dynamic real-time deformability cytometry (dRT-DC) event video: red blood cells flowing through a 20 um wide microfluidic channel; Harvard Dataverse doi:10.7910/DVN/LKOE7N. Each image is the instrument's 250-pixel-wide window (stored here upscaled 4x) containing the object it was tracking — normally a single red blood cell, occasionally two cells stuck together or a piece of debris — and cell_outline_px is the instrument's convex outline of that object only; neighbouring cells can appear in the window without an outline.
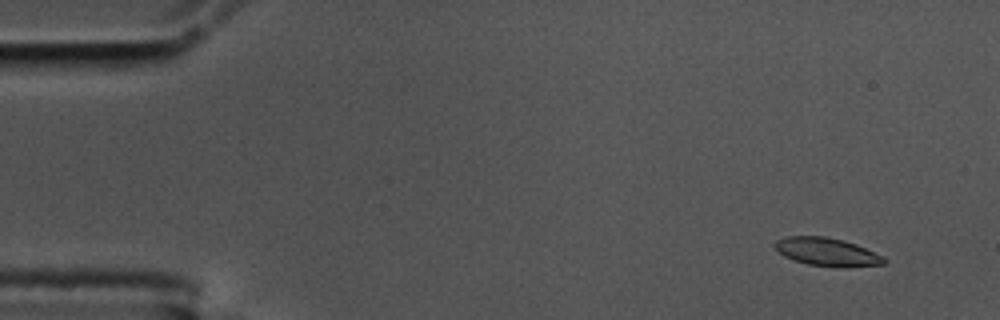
{"species": "common noctule bat (a hibernating species)", "species_latin": "Nyctalus noctula", "temperature_condition": "cold", "stored_images_in_passage": 55, "camera_frame_rate_fps": 3000, "um_per_image_px": 0.085, "animal": {"sex": "male", "body_mass_g": 17.5, "forearm_length_mm": 52.3}, "frame": {"image": 1, "passage_image": 1, "time_ms": 0.0, "image_size_px": [1000, 320], "cell_outline_px": [[888, 260], [884, 264], [808, 264], [784, 256], [772, 244], [776, 240], [784, 236], [824, 236], [844, 240], [856, 244], [884, 256]], "centroid_in_image_um": [70.23, 21.33], "position_along_channel_um": 14.8, "area_um2": 16.94}}
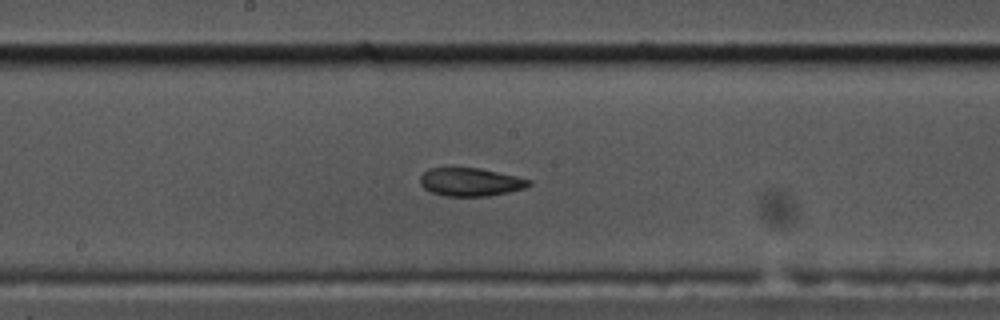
{"frame": {"image": 2, "passage_image": 27, "time_ms": 8.667, "image_size_px": [1000, 320], "cell_outline_px": [[532, 184], [524, 188], [488, 196], [444, 196], [432, 192], [424, 188], [420, 184], [420, 176], [428, 168], [480, 168], [516, 176], [532, 180]], "centroid_in_image_um": [39.98, 15.47], "position_along_channel_um": 208.2, "area_um2": 17.8}}
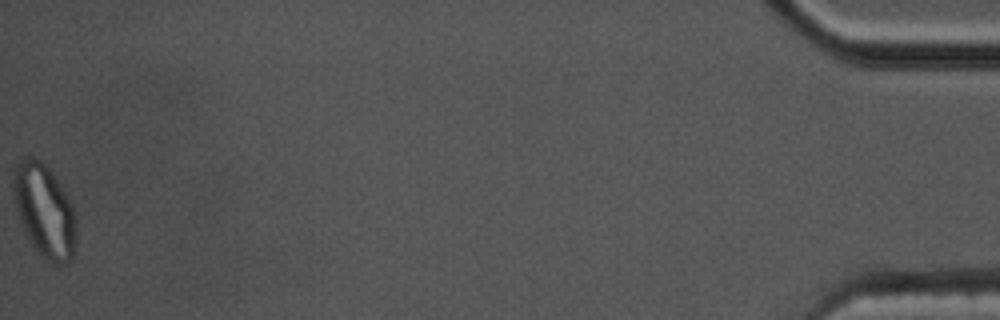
{"frame": {"image": 3, "passage_image": 55, "time_ms": 18.0, "image_size_px": [1000, 320], "cell_outline_px": [[76, 244], [72, 260], [68, 264], [56, 264], [44, 260], [36, 252], [20, 220], [16, 208], [12, 184], [12, 176], [16, 164], [24, 156], [28, 156], [40, 160], [52, 172], [68, 196], [76, 212]], "centroid_in_image_um": [3.8, 17.94], "position_along_channel_um": 431.4, "area_um2": 34.56}, "authors_computed_cell_mechanics": {"area_um2": 18.8428, "velocity_mm_per_s": 3.4616, "shape_relaxation_time_tau1_ms": null, "shape_relaxation_time_tau2_ms": 1.9677, "deformation_change_tau1": null, "deformation_change_tau2": 0.0706}}